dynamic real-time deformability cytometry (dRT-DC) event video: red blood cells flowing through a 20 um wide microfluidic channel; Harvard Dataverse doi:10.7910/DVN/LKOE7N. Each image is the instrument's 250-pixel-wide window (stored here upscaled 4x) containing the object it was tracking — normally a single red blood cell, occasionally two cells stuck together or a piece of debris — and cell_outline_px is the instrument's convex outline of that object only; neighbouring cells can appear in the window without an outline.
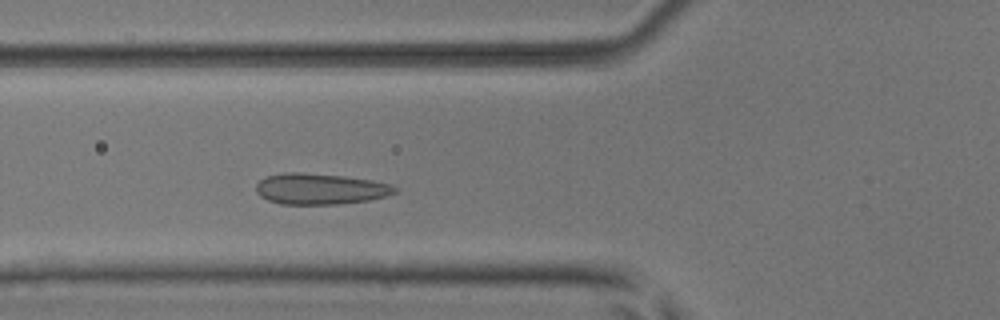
{"species": "common noctule bat (a hibernating species)", "species_latin": "Nyctalus noctula", "temperature_condition": "room temperature", "stored_images_in_passage": 44, "camera_frame_rate_fps": 3000, "um_per_image_px": 0.085, "animal": {"sex": "male", "body_mass_g": 17.9, "forearm_length_mm": 54.2}, "frame": {"image": 1, "passage_image": 12, "time_ms": 3.667, "image_size_px": [1000, 320], "cell_outline_px": [[400, 188], [396, 192], [384, 196], [368, 200], [336, 204], [280, 204], [268, 200], [260, 196], [256, 192], [256, 184], [264, 176], [284, 172], [300, 172], [344, 176], [372, 180], [388, 184]], "centroid_in_image_um": [27.17, 16.04], "position_along_channel_um": 98.6, "area_um2": 25.09}}
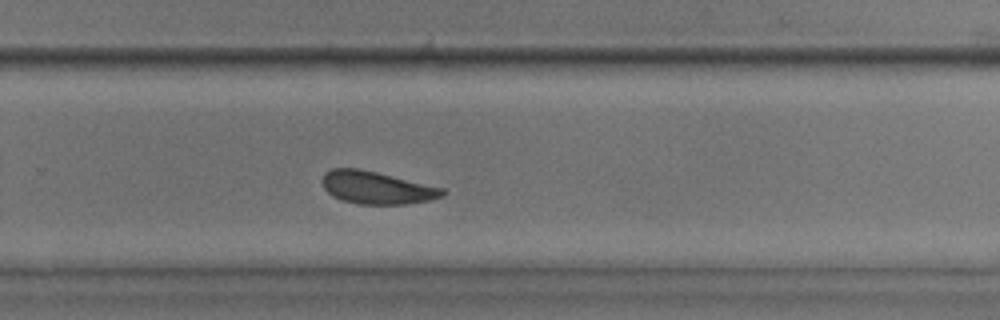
{"frame": {"image": 2, "passage_image": 27, "time_ms": 8.667, "image_size_px": [1000, 320], "cell_outline_px": [[444, 196], [428, 200], [404, 204], [360, 204], [344, 200], [332, 196], [324, 188], [324, 172], [332, 168], [356, 168], [376, 172], [444, 188]], "centroid_in_image_um": [32.02, 15.95], "position_along_channel_um": 297.8, "area_um2": 22.43}}
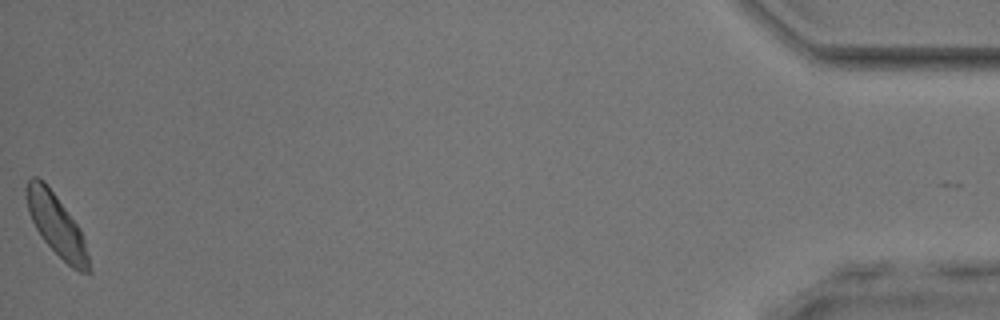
{"frame": {"image": 3, "passage_image": 44, "time_ms": 14.333, "image_size_px": [1000, 320], "cell_outline_px": [[92, 272], [80, 272], [72, 268], [40, 236], [28, 212], [24, 196], [24, 188], [28, 180], [32, 176], [36, 176], [44, 180], [80, 228], [84, 240]], "centroid_in_image_um": [4.76, 19.08], "position_along_channel_um": 430.4, "area_um2": 22.31}, "authors_computed_cell_mechanics": {"area_um2": 23.0044, "velocity_mm_per_s": 3.9964, "shape_relaxation_time_tau1_ms": 7.8133, "shape_relaxation_time_tau2_ms": 0.7361, "deformation_change_tau1": 0.1008, "deformation_change_tau2": 0.0329}}